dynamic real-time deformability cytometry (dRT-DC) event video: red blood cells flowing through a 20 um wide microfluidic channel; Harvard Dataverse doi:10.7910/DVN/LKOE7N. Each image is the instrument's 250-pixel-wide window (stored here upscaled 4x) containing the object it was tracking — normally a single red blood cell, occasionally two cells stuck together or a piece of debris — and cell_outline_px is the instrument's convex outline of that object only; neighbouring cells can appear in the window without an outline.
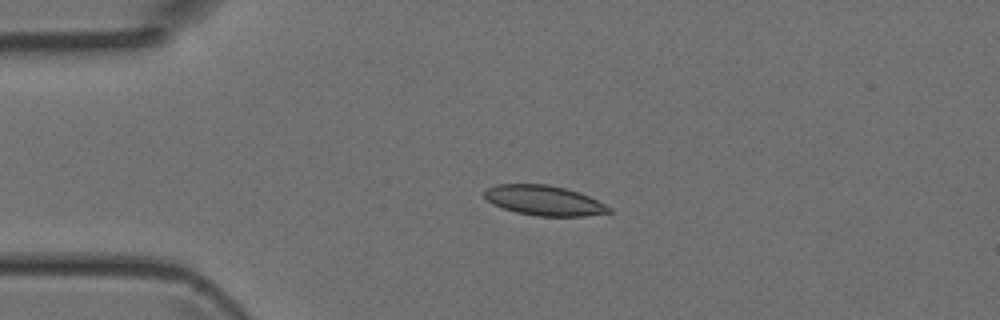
{"species": "Egyptian fruit bat (a non-hibernating species)", "species_latin": "Rousettus aegyptiacus", "temperature_condition": "room temperature", "stored_images_in_passage": 2, "camera_frame_rate_fps": 3000, "um_per_image_px": 0.085, "animal": {"sex": "female"}, "frame": {"image": 1, "passage_image": 2, "time_ms": 0.333, "image_size_px": [1000, 320], "cell_outline_px": [[612, 212], [584, 216], [536, 216], [516, 212], [492, 204], [484, 196], [484, 192], [488, 188], [496, 184], [548, 184], [580, 192], [612, 208]], "centroid_in_image_um": [46.25, 17.04], "position_along_channel_um": 38.8, "area_um2": 21.68}}